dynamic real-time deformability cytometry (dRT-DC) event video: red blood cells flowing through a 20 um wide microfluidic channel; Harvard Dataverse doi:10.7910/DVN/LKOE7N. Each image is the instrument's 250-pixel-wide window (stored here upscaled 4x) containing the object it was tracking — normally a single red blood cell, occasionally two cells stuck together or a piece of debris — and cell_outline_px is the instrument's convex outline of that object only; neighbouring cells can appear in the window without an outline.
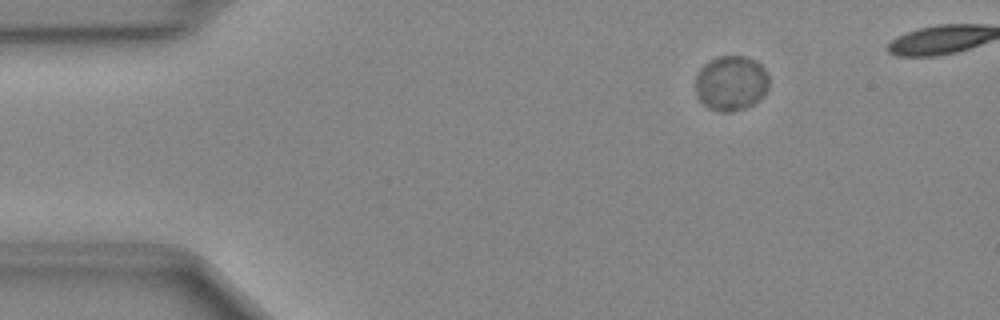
{"species": "Egyptian fruit bat (a non-hibernating species)", "species_latin": "Rousettus aegyptiacus", "temperature_condition": "cold", "stored_images_in_passage": 39, "camera_frame_rate_fps": 3000, "um_per_image_px": 0.085, "animal": {"sex": "female"}, "frame": {"image": 1, "passage_image": 2, "time_ms": 0.333, "image_size_px": [1000, 320], "cell_outline_px": [[768, 88], [764, 96], [760, 100], [744, 108], [732, 112], [720, 112], [708, 108], [696, 96], [696, 72], [708, 60], [716, 56], [744, 56], [756, 60], [764, 68], [768, 76]], "centroid_in_image_um": [62.13, 7.06], "position_along_channel_um": 22.9, "area_um2": 23.93}}
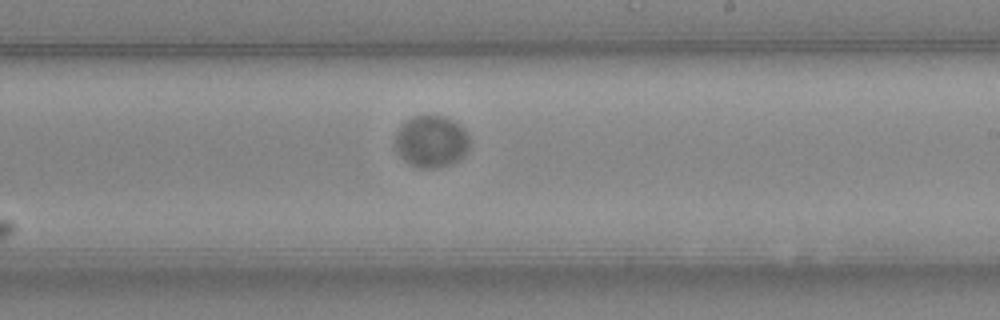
{"frame": {"image": 2, "passage_image": 24, "time_ms": 7.667, "image_size_px": [1000, 320], "cell_outline_px": [[468, 148], [456, 160], [448, 164], [428, 168], [420, 168], [408, 164], [404, 160], [396, 148], [396, 132], [404, 120], [416, 116], [444, 116], [452, 120], [468, 136]], "centroid_in_image_um": [36.59, 12.01], "position_along_channel_um": 252.4, "area_um2": 21.79}}
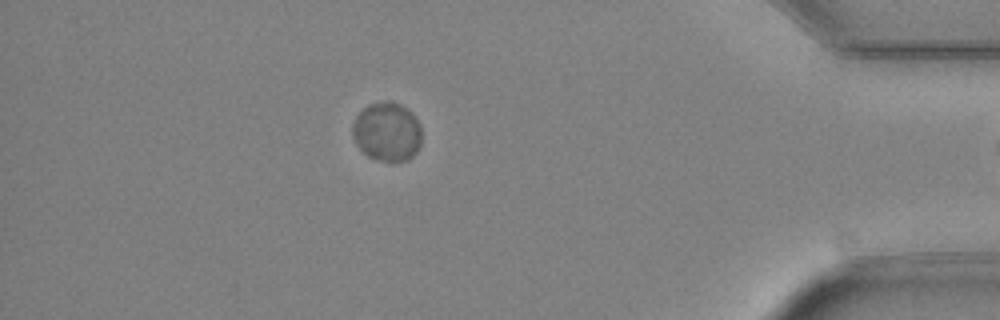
{"frame": {"image": 3, "passage_image": 38, "time_ms": 12.333, "image_size_px": [1000, 320], "cell_outline_px": [[420, 144], [416, 152], [408, 160], [380, 160], [368, 156], [356, 144], [352, 136], [352, 124], [356, 116], [368, 104], [388, 100], [400, 104], [408, 108], [412, 112], [420, 124]], "centroid_in_image_um": [32.89, 11.16], "position_along_channel_um": 402.3, "area_um2": 23.7}}